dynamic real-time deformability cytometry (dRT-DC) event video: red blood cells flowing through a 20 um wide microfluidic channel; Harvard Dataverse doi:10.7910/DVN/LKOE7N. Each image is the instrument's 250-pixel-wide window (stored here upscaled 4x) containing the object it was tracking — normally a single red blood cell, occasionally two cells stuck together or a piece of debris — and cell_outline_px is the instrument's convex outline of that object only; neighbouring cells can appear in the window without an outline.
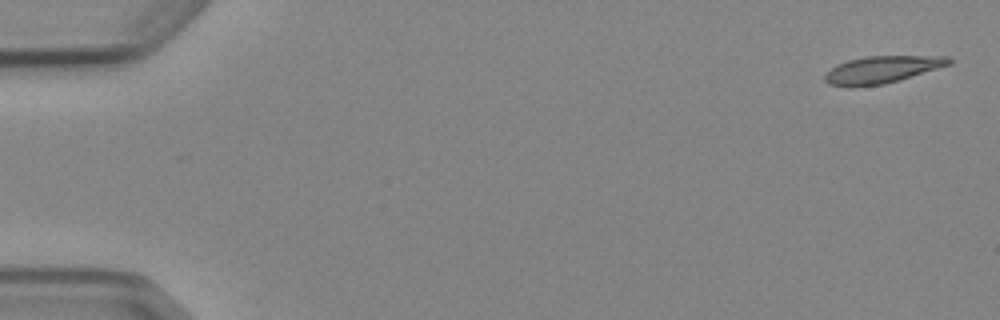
{"species": "Egyptian fruit bat (a non-hibernating species)", "species_latin": "Rousettus aegyptiacus", "temperature_condition": "cold", "stored_images_in_passage": 5, "camera_frame_rate_fps": 3000, "um_per_image_px": 0.085, "animal": {"sex": "female"}, "frame": {"image": 1, "passage_image": 1, "time_ms": 0.0, "image_size_px": [1000, 320], "cell_outline_px": [[956, 60], [952, 64], [884, 84], [852, 88], [848, 88], [828, 84], [824, 80], [824, 76], [832, 68], [848, 60], [868, 56], [948, 56]], "centroid_in_image_um": [74.99, 5.92], "position_along_channel_um": 10.0, "area_um2": 19.71}}
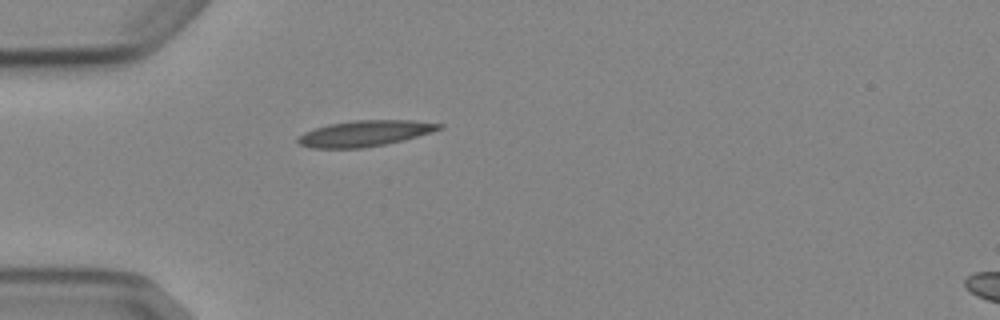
{"frame": {"image": 2, "passage_image": 5, "time_ms": 4.667, "image_size_px": [1000, 320], "cell_outline_px": [[444, 128], [432, 132], [404, 140], [384, 144], [360, 148], [312, 148], [300, 144], [296, 140], [304, 132], [328, 124], [352, 120], [412, 120], [444, 124]], "centroid_in_image_um": [31.04, 11.33], "position_along_channel_um": 54.0, "area_um2": 21.27}}